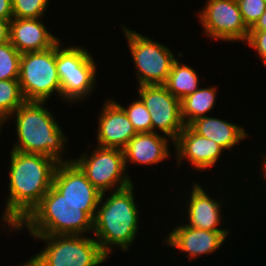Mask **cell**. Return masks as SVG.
Returning a JSON list of instances; mask_svg holds the SVG:
<instances>
[{
	"label": "cell",
	"mask_w": 266,
	"mask_h": 266,
	"mask_svg": "<svg viewBox=\"0 0 266 266\" xmlns=\"http://www.w3.org/2000/svg\"><path fill=\"white\" fill-rule=\"evenodd\" d=\"M58 163L57 160L45 155L11 150L9 195L5 201L1 218L4 230L8 226L9 233L14 231L40 203L53 185V177ZM4 223L7 225L4 226Z\"/></svg>",
	"instance_id": "1"
},
{
	"label": "cell",
	"mask_w": 266,
	"mask_h": 266,
	"mask_svg": "<svg viewBox=\"0 0 266 266\" xmlns=\"http://www.w3.org/2000/svg\"><path fill=\"white\" fill-rule=\"evenodd\" d=\"M134 191L133 182L127 187L109 192L108 195L101 194L93 219V235L108 257L116 247L128 252L138 235L140 216Z\"/></svg>",
	"instance_id": "2"
},
{
	"label": "cell",
	"mask_w": 266,
	"mask_h": 266,
	"mask_svg": "<svg viewBox=\"0 0 266 266\" xmlns=\"http://www.w3.org/2000/svg\"><path fill=\"white\" fill-rule=\"evenodd\" d=\"M39 101H25L9 118L16 120L17 142L11 150L28 154H41L58 162L72 161L63 156L67 144L65 132L55 115ZM66 143V144H65ZM64 151V152H63Z\"/></svg>",
	"instance_id": "3"
},
{
	"label": "cell",
	"mask_w": 266,
	"mask_h": 266,
	"mask_svg": "<svg viewBox=\"0 0 266 266\" xmlns=\"http://www.w3.org/2000/svg\"><path fill=\"white\" fill-rule=\"evenodd\" d=\"M27 229L29 235L93 234V218L83 207L65 199L53 186L40 203L14 229Z\"/></svg>",
	"instance_id": "4"
},
{
	"label": "cell",
	"mask_w": 266,
	"mask_h": 266,
	"mask_svg": "<svg viewBox=\"0 0 266 266\" xmlns=\"http://www.w3.org/2000/svg\"><path fill=\"white\" fill-rule=\"evenodd\" d=\"M45 248L21 266H99L109 257L88 235H31Z\"/></svg>",
	"instance_id": "5"
},
{
	"label": "cell",
	"mask_w": 266,
	"mask_h": 266,
	"mask_svg": "<svg viewBox=\"0 0 266 266\" xmlns=\"http://www.w3.org/2000/svg\"><path fill=\"white\" fill-rule=\"evenodd\" d=\"M61 45L59 40L56 43V68L61 82L62 101L71 104L85 101L96 87V62L92 53L81 45H69L67 48Z\"/></svg>",
	"instance_id": "6"
},
{
	"label": "cell",
	"mask_w": 266,
	"mask_h": 266,
	"mask_svg": "<svg viewBox=\"0 0 266 266\" xmlns=\"http://www.w3.org/2000/svg\"><path fill=\"white\" fill-rule=\"evenodd\" d=\"M122 31L128 42L139 86L165 84L172 64L177 59L174 52L168 46L123 24Z\"/></svg>",
	"instance_id": "7"
},
{
	"label": "cell",
	"mask_w": 266,
	"mask_h": 266,
	"mask_svg": "<svg viewBox=\"0 0 266 266\" xmlns=\"http://www.w3.org/2000/svg\"><path fill=\"white\" fill-rule=\"evenodd\" d=\"M18 80L26 101L47 102L54 93L61 98L56 44L44 51L21 54Z\"/></svg>",
	"instance_id": "8"
},
{
	"label": "cell",
	"mask_w": 266,
	"mask_h": 266,
	"mask_svg": "<svg viewBox=\"0 0 266 266\" xmlns=\"http://www.w3.org/2000/svg\"><path fill=\"white\" fill-rule=\"evenodd\" d=\"M90 153L91 155L84 152L77 159L73 158V161L101 194L133 183L125 167L123 150L96 146Z\"/></svg>",
	"instance_id": "9"
},
{
	"label": "cell",
	"mask_w": 266,
	"mask_h": 266,
	"mask_svg": "<svg viewBox=\"0 0 266 266\" xmlns=\"http://www.w3.org/2000/svg\"><path fill=\"white\" fill-rule=\"evenodd\" d=\"M204 34L214 40L244 42L250 29L246 26L236 0H207L198 12Z\"/></svg>",
	"instance_id": "10"
},
{
	"label": "cell",
	"mask_w": 266,
	"mask_h": 266,
	"mask_svg": "<svg viewBox=\"0 0 266 266\" xmlns=\"http://www.w3.org/2000/svg\"><path fill=\"white\" fill-rule=\"evenodd\" d=\"M136 92L150 113L152 132L159 130L175 141L185 127L181 117V101L164 84L141 85Z\"/></svg>",
	"instance_id": "11"
},
{
	"label": "cell",
	"mask_w": 266,
	"mask_h": 266,
	"mask_svg": "<svg viewBox=\"0 0 266 266\" xmlns=\"http://www.w3.org/2000/svg\"><path fill=\"white\" fill-rule=\"evenodd\" d=\"M65 199L83 207L93 219L101 193L89 182L85 173L72 161L59 162L52 185Z\"/></svg>",
	"instance_id": "12"
},
{
	"label": "cell",
	"mask_w": 266,
	"mask_h": 266,
	"mask_svg": "<svg viewBox=\"0 0 266 266\" xmlns=\"http://www.w3.org/2000/svg\"><path fill=\"white\" fill-rule=\"evenodd\" d=\"M230 231H209L190 227L180 223L173 228L163 240V244L185 253L189 260L212 254L224 245Z\"/></svg>",
	"instance_id": "13"
},
{
	"label": "cell",
	"mask_w": 266,
	"mask_h": 266,
	"mask_svg": "<svg viewBox=\"0 0 266 266\" xmlns=\"http://www.w3.org/2000/svg\"><path fill=\"white\" fill-rule=\"evenodd\" d=\"M175 147V159L177 164H182L183 160L196 168L197 173L199 171H206L209 168H213L218 160L221 158L224 149L212 141L199 134H197L190 126H185L182 132L178 135L174 141Z\"/></svg>",
	"instance_id": "14"
},
{
	"label": "cell",
	"mask_w": 266,
	"mask_h": 266,
	"mask_svg": "<svg viewBox=\"0 0 266 266\" xmlns=\"http://www.w3.org/2000/svg\"><path fill=\"white\" fill-rule=\"evenodd\" d=\"M109 99L99 114L96 142L99 147L123 150L137 132L119 103Z\"/></svg>",
	"instance_id": "15"
},
{
	"label": "cell",
	"mask_w": 266,
	"mask_h": 266,
	"mask_svg": "<svg viewBox=\"0 0 266 266\" xmlns=\"http://www.w3.org/2000/svg\"><path fill=\"white\" fill-rule=\"evenodd\" d=\"M42 18H13L9 23V42L21 53L44 51L60 38L47 30Z\"/></svg>",
	"instance_id": "16"
},
{
	"label": "cell",
	"mask_w": 266,
	"mask_h": 266,
	"mask_svg": "<svg viewBox=\"0 0 266 266\" xmlns=\"http://www.w3.org/2000/svg\"><path fill=\"white\" fill-rule=\"evenodd\" d=\"M199 184L196 181L192 182L193 186L190 188L191 194L189 200L186 199V203L188 204L185 206V209L188 210L185 211L187 212L186 215L189 221L186 220L188 223L186 225L209 231H231L230 229L220 227V223L225 217L221 214V202L223 201L215 200V197L212 199L211 195L205 192V188Z\"/></svg>",
	"instance_id": "17"
},
{
	"label": "cell",
	"mask_w": 266,
	"mask_h": 266,
	"mask_svg": "<svg viewBox=\"0 0 266 266\" xmlns=\"http://www.w3.org/2000/svg\"><path fill=\"white\" fill-rule=\"evenodd\" d=\"M170 140L159 133H137L123 149L126 169L129 167L128 163L150 166L170 159L169 142L174 144Z\"/></svg>",
	"instance_id": "18"
},
{
	"label": "cell",
	"mask_w": 266,
	"mask_h": 266,
	"mask_svg": "<svg viewBox=\"0 0 266 266\" xmlns=\"http://www.w3.org/2000/svg\"><path fill=\"white\" fill-rule=\"evenodd\" d=\"M197 134L211 139L224 150L232 151V148L237 146L241 140L249 136L247 131L238 124L229 121L205 116L196 119L189 125Z\"/></svg>",
	"instance_id": "19"
},
{
	"label": "cell",
	"mask_w": 266,
	"mask_h": 266,
	"mask_svg": "<svg viewBox=\"0 0 266 266\" xmlns=\"http://www.w3.org/2000/svg\"><path fill=\"white\" fill-rule=\"evenodd\" d=\"M217 90L215 86H200L194 93L181 100V117L185 126L212 111L216 104Z\"/></svg>",
	"instance_id": "20"
},
{
	"label": "cell",
	"mask_w": 266,
	"mask_h": 266,
	"mask_svg": "<svg viewBox=\"0 0 266 266\" xmlns=\"http://www.w3.org/2000/svg\"><path fill=\"white\" fill-rule=\"evenodd\" d=\"M190 65L176 59L171 67L168 79L164 84L168 91L180 101L200 88L201 79ZM200 81V82H199Z\"/></svg>",
	"instance_id": "21"
},
{
	"label": "cell",
	"mask_w": 266,
	"mask_h": 266,
	"mask_svg": "<svg viewBox=\"0 0 266 266\" xmlns=\"http://www.w3.org/2000/svg\"><path fill=\"white\" fill-rule=\"evenodd\" d=\"M19 80H0V122L5 125L9 116L25 102Z\"/></svg>",
	"instance_id": "22"
},
{
	"label": "cell",
	"mask_w": 266,
	"mask_h": 266,
	"mask_svg": "<svg viewBox=\"0 0 266 266\" xmlns=\"http://www.w3.org/2000/svg\"><path fill=\"white\" fill-rule=\"evenodd\" d=\"M21 53L8 41L0 44V80H18Z\"/></svg>",
	"instance_id": "23"
},
{
	"label": "cell",
	"mask_w": 266,
	"mask_h": 266,
	"mask_svg": "<svg viewBox=\"0 0 266 266\" xmlns=\"http://www.w3.org/2000/svg\"><path fill=\"white\" fill-rule=\"evenodd\" d=\"M119 105L126 112L137 133L152 132L150 113L148 112V109L140 98L129 104L127 108L125 106H122L121 104Z\"/></svg>",
	"instance_id": "24"
},
{
	"label": "cell",
	"mask_w": 266,
	"mask_h": 266,
	"mask_svg": "<svg viewBox=\"0 0 266 266\" xmlns=\"http://www.w3.org/2000/svg\"><path fill=\"white\" fill-rule=\"evenodd\" d=\"M49 0H12L13 18H43Z\"/></svg>",
	"instance_id": "25"
},
{
	"label": "cell",
	"mask_w": 266,
	"mask_h": 266,
	"mask_svg": "<svg viewBox=\"0 0 266 266\" xmlns=\"http://www.w3.org/2000/svg\"><path fill=\"white\" fill-rule=\"evenodd\" d=\"M246 26L251 29L266 10L265 0H236Z\"/></svg>",
	"instance_id": "26"
},
{
	"label": "cell",
	"mask_w": 266,
	"mask_h": 266,
	"mask_svg": "<svg viewBox=\"0 0 266 266\" xmlns=\"http://www.w3.org/2000/svg\"><path fill=\"white\" fill-rule=\"evenodd\" d=\"M245 43L253 48L254 51H257V57L260 58L261 64L266 66V30L249 31Z\"/></svg>",
	"instance_id": "27"
},
{
	"label": "cell",
	"mask_w": 266,
	"mask_h": 266,
	"mask_svg": "<svg viewBox=\"0 0 266 266\" xmlns=\"http://www.w3.org/2000/svg\"><path fill=\"white\" fill-rule=\"evenodd\" d=\"M0 18L9 21L13 19L12 0H0Z\"/></svg>",
	"instance_id": "28"
},
{
	"label": "cell",
	"mask_w": 266,
	"mask_h": 266,
	"mask_svg": "<svg viewBox=\"0 0 266 266\" xmlns=\"http://www.w3.org/2000/svg\"><path fill=\"white\" fill-rule=\"evenodd\" d=\"M9 20L0 18V44L9 41Z\"/></svg>",
	"instance_id": "29"
},
{
	"label": "cell",
	"mask_w": 266,
	"mask_h": 266,
	"mask_svg": "<svg viewBox=\"0 0 266 266\" xmlns=\"http://www.w3.org/2000/svg\"><path fill=\"white\" fill-rule=\"evenodd\" d=\"M266 30V10L250 29V31H265Z\"/></svg>",
	"instance_id": "30"
},
{
	"label": "cell",
	"mask_w": 266,
	"mask_h": 266,
	"mask_svg": "<svg viewBox=\"0 0 266 266\" xmlns=\"http://www.w3.org/2000/svg\"><path fill=\"white\" fill-rule=\"evenodd\" d=\"M261 161L263 162V164H261V167H263V171H262V175H264L262 178H265L266 179V154L265 155H262V159Z\"/></svg>",
	"instance_id": "31"
},
{
	"label": "cell",
	"mask_w": 266,
	"mask_h": 266,
	"mask_svg": "<svg viewBox=\"0 0 266 266\" xmlns=\"http://www.w3.org/2000/svg\"><path fill=\"white\" fill-rule=\"evenodd\" d=\"M4 128V126H3V124L0 122V133H1V131H2V129ZM1 136V135H0ZM1 139V138H0Z\"/></svg>",
	"instance_id": "32"
}]
</instances>
